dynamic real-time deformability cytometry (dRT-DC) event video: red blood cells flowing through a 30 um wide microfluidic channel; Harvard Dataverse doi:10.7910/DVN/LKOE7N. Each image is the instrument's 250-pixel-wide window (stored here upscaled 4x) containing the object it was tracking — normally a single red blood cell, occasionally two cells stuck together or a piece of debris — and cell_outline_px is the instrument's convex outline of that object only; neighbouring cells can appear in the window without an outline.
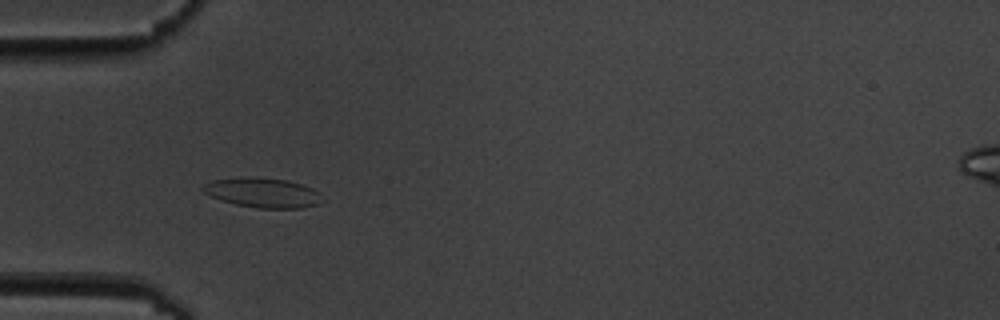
{"species": "common noctule bat (a hibernating species)", "species_latin": "Nyctalus noctula", "temperature_condition": "cold", "stored_images_in_passage": 9, "camera_frame_rate_fps": 3000, "um_per_image_px": 0.085, "animal": {"sex": "male", "body_mass_g": 19.5, "forearm_length_mm": 54.6}, "frame": {"image": 1, "passage_image": 6, "time_ms": 5.667, "image_size_px": [1000, 320], "cell_outline_px": [[324, 200], [316, 204], [300, 208], [256, 208], [236, 204], [220, 200], [204, 192], [200, 188], [204, 184], [212, 180], [288, 180], [312, 188], [320, 192]], "centroid_in_image_um": [22.39, 16.44], "position_along_channel_um": 62.6, "area_um2": 19.59}}
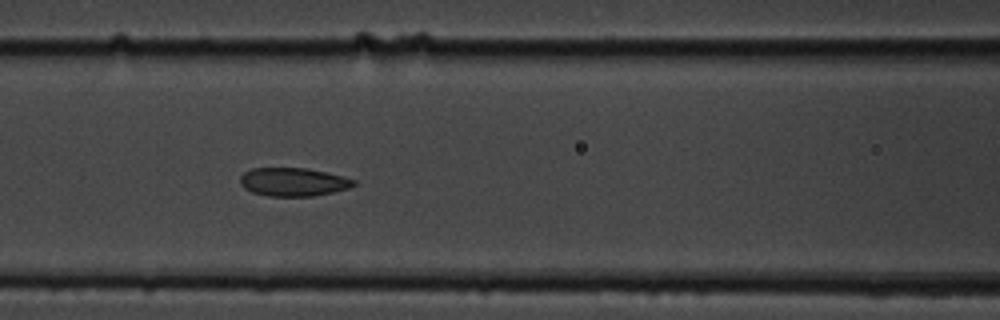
{"frame": {"image": 2, "passage_image": 8, "time_ms": 8.0, "image_size_px": [1000, 320], "cell_outline_px": [[356, 184], [348, 188], [332, 192], [312, 196], [268, 196], [252, 192], [244, 188], [240, 184], [240, 176], [244, 172], [252, 168], [308, 168], [344, 176], [356, 180]], "centroid_in_image_um": [24.92, 15.46], "position_along_channel_um": 141.7, "area_um2": 18.84}}
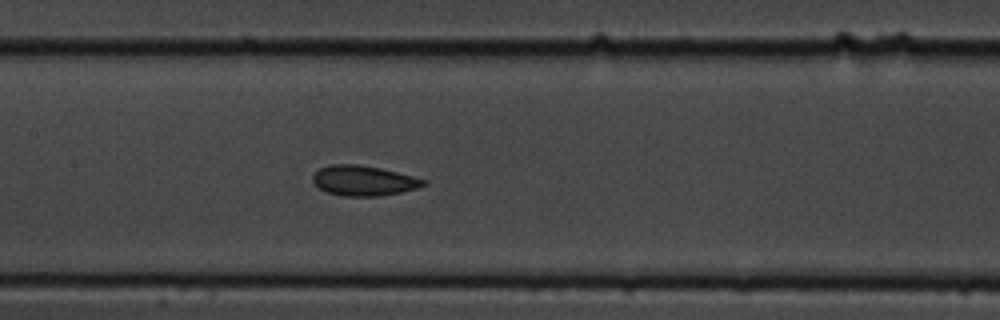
{"frame": {"image": 3, "passage_image": 9, "time_ms": 9.0, "image_size_px": [1000, 320], "cell_outline_px": [[428, 184], [416, 188], [400, 192], [380, 196], [340, 196], [328, 192], [320, 188], [312, 180], [312, 176], [320, 168], [328, 164], [356, 164], [380, 168], [428, 180]], "centroid_in_image_um": [30.91, 15.35], "position_along_channel_um": 176.5, "area_um2": 19.36}}